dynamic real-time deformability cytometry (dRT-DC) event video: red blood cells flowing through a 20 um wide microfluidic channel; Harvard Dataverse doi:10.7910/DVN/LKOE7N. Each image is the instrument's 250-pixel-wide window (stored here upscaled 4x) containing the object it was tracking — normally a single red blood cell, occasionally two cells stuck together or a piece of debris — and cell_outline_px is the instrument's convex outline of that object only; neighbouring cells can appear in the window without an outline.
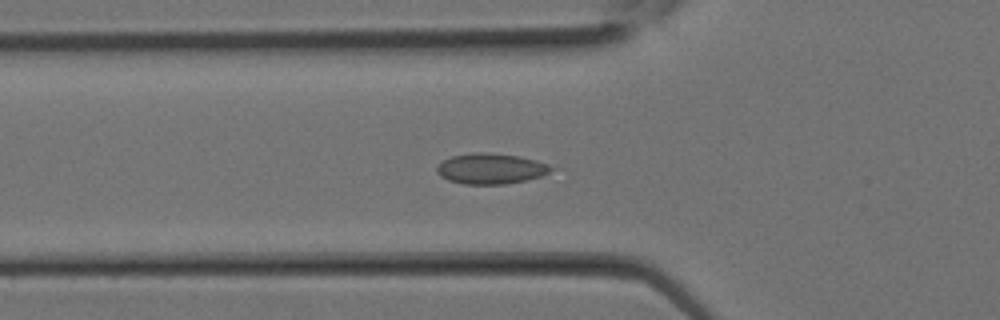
{"species": "Egyptian fruit bat (a non-hibernating species)", "species_latin": "Rousettus aegyptiacus", "temperature_condition": "room temperature", "stored_images_in_passage": 16, "camera_frame_rate_fps": 3000, "um_per_image_px": 0.085, "animal": {"sex": "female"}, "frame": {"image": 1, "passage_image": 10, "time_ms": 3.0, "image_size_px": [1000, 320], "cell_outline_px": [[564, 168], [540, 176], [524, 180], [504, 184], [464, 184], [448, 180], [440, 176], [436, 172], [436, 168], [444, 160], [452, 156], [476, 152], [488, 152], [520, 156], [536, 160]], "centroid_in_image_um": [41.82, 14.33], "position_along_channel_um": 84.0, "area_um2": 20.69}}
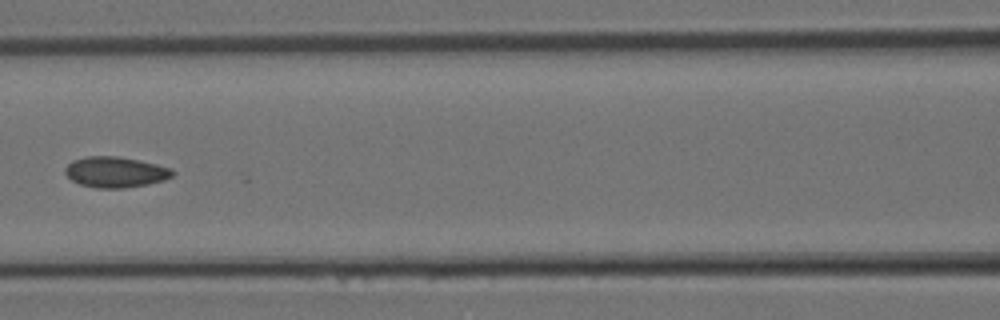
{"frame": {"image": 2, "passage_image": 13, "time_ms": 4.0, "image_size_px": [1000, 320], "cell_outline_px": [[176, 172], [172, 176], [164, 180], [148, 184], [124, 188], [96, 188], [80, 184], [72, 180], [64, 172], [64, 168], [72, 160], [88, 156], [116, 156], [140, 160], [172, 168]], "centroid_in_image_um": [9.82, 14.62], "position_along_channel_um": 156.8, "area_um2": 19.31}}